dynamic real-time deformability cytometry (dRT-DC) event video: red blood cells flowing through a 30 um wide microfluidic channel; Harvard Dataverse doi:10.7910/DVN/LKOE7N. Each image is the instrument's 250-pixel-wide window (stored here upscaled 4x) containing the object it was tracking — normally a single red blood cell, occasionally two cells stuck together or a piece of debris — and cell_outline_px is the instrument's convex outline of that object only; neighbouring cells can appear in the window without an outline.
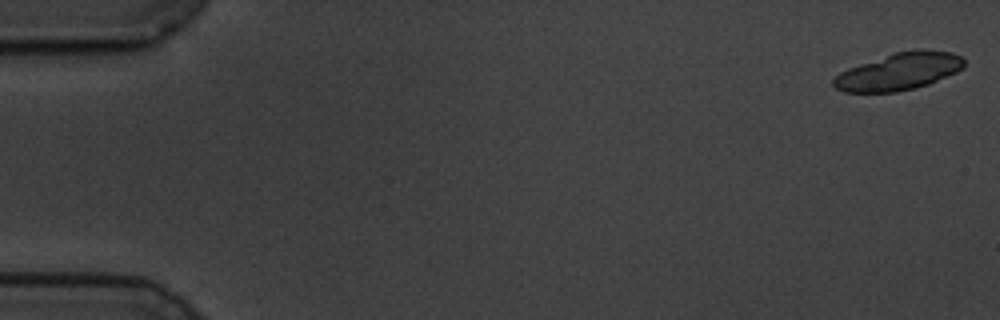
{"species": "common noctule bat (a hibernating species)", "species_latin": "Nyctalus noctula", "temperature_condition": "cold", "stored_images_in_passage": 23, "camera_frame_rate_fps": 3000, "um_per_image_px": 0.085, "animal": {"sex": "male", "body_mass_g": 19.5, "forearm_length_mm": 54.6}, "frame": {"image": 1, "passage_image": 1, "time_ms": 0.0, "image_size_px": [1000, 320], "cell_outline_px": [[964, 68], [956, 72], [928, 84], [916, 88], [896, 92], [844, 92], [836, 88], [832, 84], [832, 80], [840, 72], [848, 68], [896, 52], [916, 48], [924, 48], [952, 52], [960, 56], [964, 60]], "centroid_in_image_um": [76.43, 6.07], "position_along_channel_um": 8.6, "area_um2": 28.38}}